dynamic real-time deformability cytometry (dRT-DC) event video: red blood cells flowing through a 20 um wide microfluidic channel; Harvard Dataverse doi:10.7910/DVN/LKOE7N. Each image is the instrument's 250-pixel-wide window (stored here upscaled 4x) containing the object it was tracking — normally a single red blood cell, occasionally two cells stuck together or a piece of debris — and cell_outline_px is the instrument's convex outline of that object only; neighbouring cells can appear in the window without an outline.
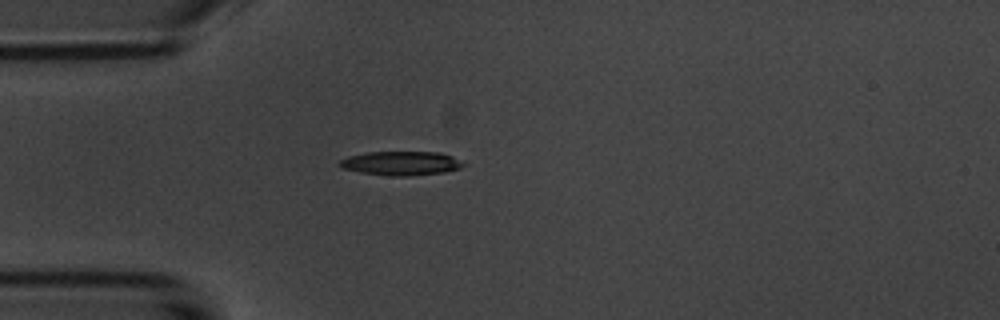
{"species": "common noctule bat (a hibernating species)", "species_latin": "Nyctalus noctula", "temperature_condition": "room temperature", "stored_images_in_passage": 1, "camera_frame_rate_fps": 3000, "um_per_image_px": 0.085, "animal": {"sex": "male", "body_mass_g": 20.1, "forearm_length_mm": 53.5}, "frame": {"image": 1, "passage_image": 1, "time_ms": 0.0, "image_size_px": [1000, 320], "cell_outline_px": [[464, 164], [460, 168], [444, 172], [408, 176], [392, 176], [360, 172], [340, 168], [336, 164], [340, 160], [348, 156], [368, 152], [436, 152], [452, 156]], "centroid_in_image_um": [34.02, 13.88], "position_along_channel_um": 51.0, "area_um2": 17.22}}